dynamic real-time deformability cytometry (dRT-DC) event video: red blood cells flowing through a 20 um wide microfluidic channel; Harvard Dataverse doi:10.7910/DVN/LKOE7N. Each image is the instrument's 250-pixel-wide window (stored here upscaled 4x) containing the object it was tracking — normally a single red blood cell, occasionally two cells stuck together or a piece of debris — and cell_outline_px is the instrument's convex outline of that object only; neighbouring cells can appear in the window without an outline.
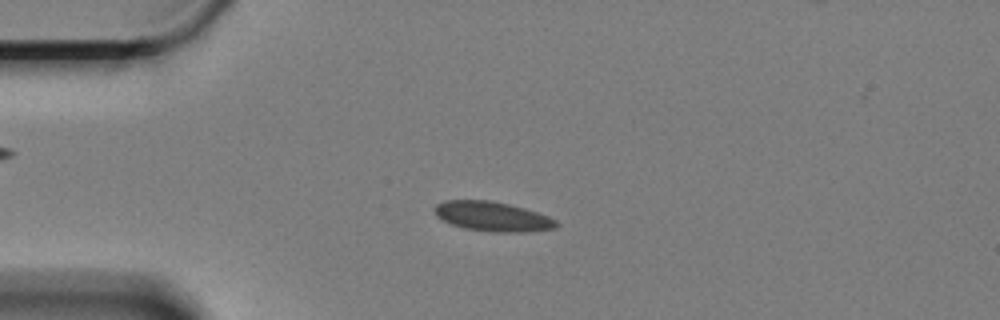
{"species": "Egyptian fruit bat (a non-hibernating species)", "species_latin": "Rousettus aegyptiacus", "temperature_condition": "cold", "stored_images_in_passage": 60, "camera_frame_rate_fps": 3000, "um_per_image_px": 0.085, "animal": {"sex": "female"}, "frame": {"image": 1, "passage_image": 14, "time_ms": 4.333, "image_size_px": [1000, 320], "cell_outline_px": [[560, 224], [556, 228], [528, 232], [492, 232], [464, 228], [452, 224], [436, 216], [436, 204], [444, 200], [492, 200], [524, 208], [548, 216], [556, 220]], "centroid_in_image_um": [41.9, 18.4], "position_along_channel_um": 43.1, "area_um2": 20.98}}
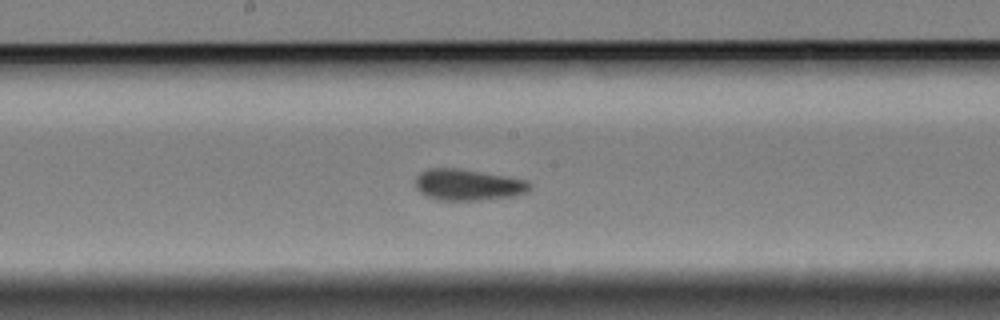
{"frame": {"image": 2, "passage_image": 31, "time_ms": 10.0, "image_size_px": [1000, 320], "cell_outline_px": [[532, 188], [528, 192], [512, 196], [480, 200], [440, 200], [428, 196], [420, 192], [416, 188], [416, 176], [420, 172], [428, 168], [456, 168], [528, 180], [532, 184]], "centroid_in_image_um": [39.79, 15.71], "position_along_channel_um": 208.4, "area_um2": 20.75}}
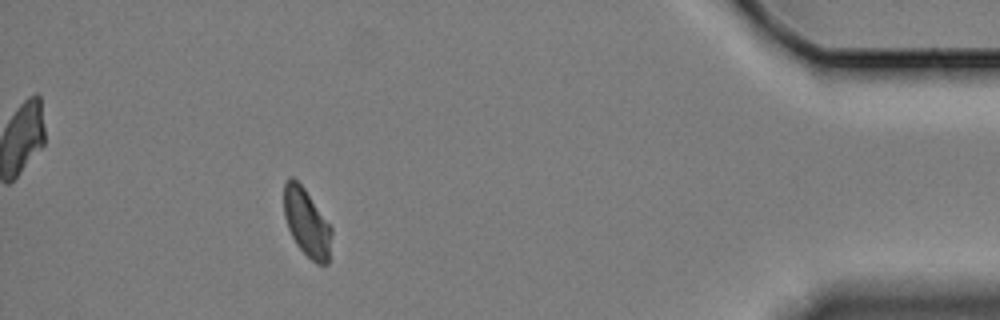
{"frame": {"image": 3, "passage_image": 54, "time_ms": 17.667, "image_size_px": [1000, 320], "cell_outline_px": [[332, 232], [328, 264], [316, 264], [296, 244], [288, 228], [284, 216], [284, 184], [288, 176], [292, 176], [304, 188], [332, 228]], "centroid_in_image_um": [26.06, 18.92], "position_along_channel_um": 409.1, "area_um2": 18.67}, "authors_computed_cell_mechanics": {"area_um2": 20.23, "velocity_mm_per_s": 3.2954, "shape_relaxation_time_tau1_ms": null, "shape_relaxation_time_tau2_ms": 2.6979, "deformation_change_tau1": null, "deformation_change_tau2": 0.0543}}